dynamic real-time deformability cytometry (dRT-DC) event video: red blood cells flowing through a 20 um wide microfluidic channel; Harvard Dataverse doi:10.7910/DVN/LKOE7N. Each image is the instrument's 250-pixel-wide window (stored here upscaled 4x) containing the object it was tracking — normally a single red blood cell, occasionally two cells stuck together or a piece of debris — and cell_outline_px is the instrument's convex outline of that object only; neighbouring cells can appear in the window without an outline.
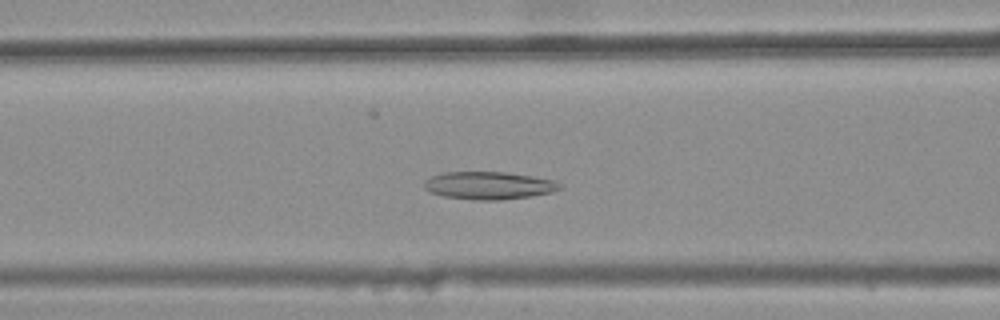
{"species": "common noctule bat (a hibernating species)", "species_latin": "Nyctalus noctula", "temperature_condition": "warm", "stored_images_in_passage": 36, "camera_frame_rate_fps": 3000, "um_per_image_px": 0.085, "animal": {"sex": "female", "body_mass_g": 25.1}, "frame": {"image": 1, "passage_image": 13, "time_ms": 4.0, "image_size_px": [1000, 320], "cell_outline_px": [[564, 188], [552, 192], [532, 196], [500, 200], [476, 200], [444, 196], [428, 192], [424, 188], [424, 180], [432, 176], [444, 172], [504, 172], [532, 176], [552, 180], [560, 184]], "centroid_in_image_um": [41.54, 15.77], "position_along_channel_um": 125.1, "area_um2": 21.91}}
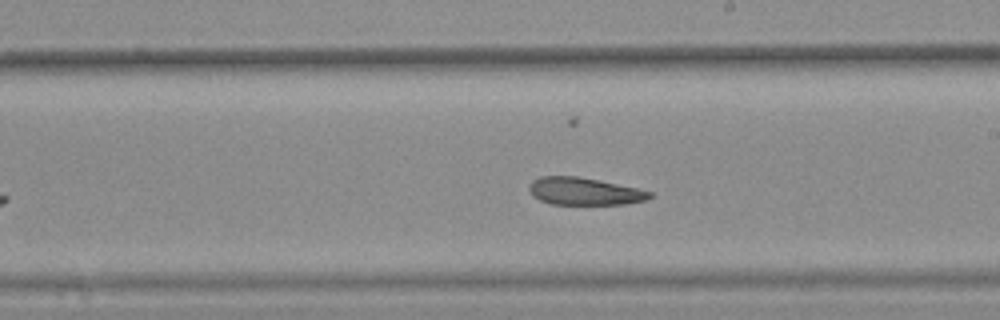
{"frame": {"image": 2, "passage_image": 22, "time_ms": 7.0, "image_size_px": [1000, 320], "cell_outline_px": [[652, 196], [648, 200], [624, 204], [552, 204], [540, 200], [532, 196], [528, 188], [532, 180], [540, 176], [576, 176], [600, 180], [636, 188], [652, 192]], "centroid_in_image_um": [49.65, 16.26], "position_along_channel_um": 239.3, "area_um2": 19.31}}
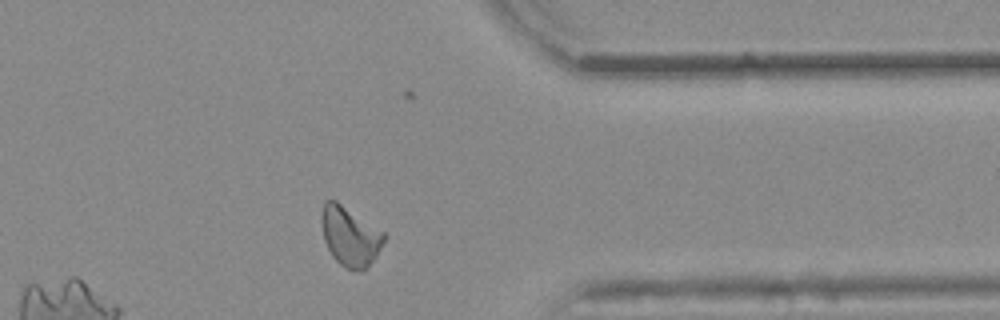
{"frame": {"image": 3, "passage_image": 34, "time_ms": 11.0, "image_size_px": [1000, 320], "cell_outline_px": [[384, 240], [376, 256], [364, 268], [344, 268], [332, 256], [324, 240], [320, 224], [320, 216], [324, 204], [328, 200], [336, 200], [384, 232]], "centroid_in_image_um": [29.7, 20.04], "position_along_channel_um": 381.7, "area_um2": 21.15}, "authors_computed_cell_mechanics": {"area_um2": 20.8658, "velocity_mm_per_s": 3.8214, "shape_relaxation_time_tau1_ms": null, "shape_relaxation_time_tau2_ms": 2.2155, "deformation_change_tau1": null, "deformation_change_tau2": 0.0985}}